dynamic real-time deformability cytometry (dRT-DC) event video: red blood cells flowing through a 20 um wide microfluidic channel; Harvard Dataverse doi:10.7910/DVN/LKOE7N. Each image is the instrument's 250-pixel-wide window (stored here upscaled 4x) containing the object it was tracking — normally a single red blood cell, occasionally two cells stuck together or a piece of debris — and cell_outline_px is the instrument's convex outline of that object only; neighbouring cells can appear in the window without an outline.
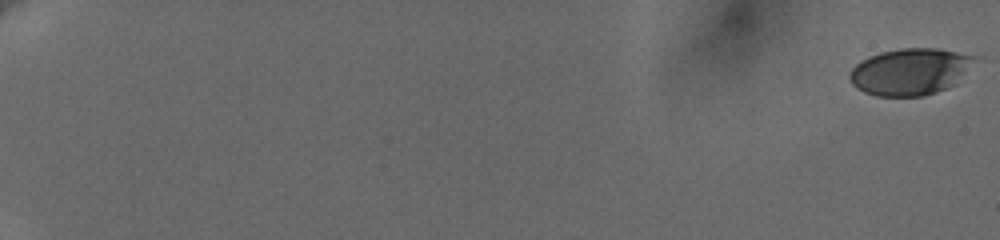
{"species": "human", "species_latin": "Homo sapiens", "temperature_condition": "cold", "stored_images_in_passage": 47, "camera_frame_rate_fps": 3000, "um_per_image_px": 0.085, "donor": {"sex": "female"}, "frame": {"image": 1, "passage_image": 1, "time_ms": 0.0, "image_size_px": [1000, 240], "cell_outline_px": [[976, 56], [956, 84], [936, 92], [924, 96], [876, 96], [864, 92], [856, 88], [852, 84], [848, 76], [852, 68], [860, 60], [868, 56], [880, 52], [900, 48], [936, 48]], "centroid_in_image_um": [77.29, 6.09], "position_along_channel_um": 7.7, "area_um2": 33.87}}
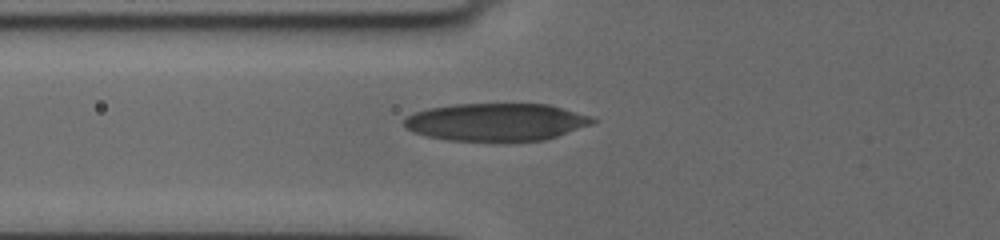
{"frame": {"image": 2, "passage_image": 38, "time_ms": 8.667, "image_size_px": [1000, 240], "cell_outline_px": [[596, 120], [592, 124], [544, 140], [448, 140], [428, 136], [412, 132], [404, 124], [404, 120], [408, 116], [416, 112], [428, 108], [456, 104], [548, 104], [592, 116]], "centroid_in_image_um": [42.19, 10.36], "position_along_channel_um": 83.6, "area_um2": 40.75}}
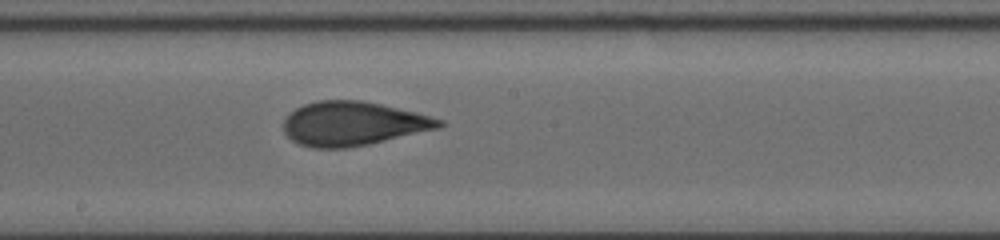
{"frame": {"image": 3, "passage_image": 47, "time_ms": 12.333, "image_size_px": [1000, 240], "cell_outline_px": [[444, 124], [440, 128], [368, 144], [348, 148], [312, 148], [300, 144], [292, 140], [284, 132], [284, 120], [288, 112], [304, 104], [316, 100], [360, 100], [380, 104], [416, 112], [444, 120]], "centroid_in_image_um": [29.99, 10.5], "position_along_channel_um": 218.2, "area_um2": 39.94}}